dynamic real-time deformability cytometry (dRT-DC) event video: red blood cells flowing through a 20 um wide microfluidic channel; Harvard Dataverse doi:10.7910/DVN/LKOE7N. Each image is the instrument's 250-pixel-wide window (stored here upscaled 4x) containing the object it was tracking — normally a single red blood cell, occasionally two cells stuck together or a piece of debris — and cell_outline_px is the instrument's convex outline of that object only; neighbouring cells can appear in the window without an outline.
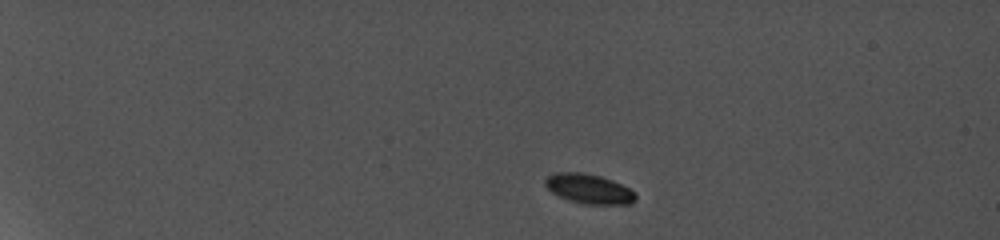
{"species": "common noctule bat (a hibernating species)", "species_latin": "Nyctalus noctula", "temperature_condition": "cold", "stored_images_in_passage": 6, "camera_frame_rate_fps": 5000, "um_per_image_px": 0.085, "animal": {"sex": "female", "body_mass_g": 19.0, "forearm_length_mm": 56.7}, "frame": {"image": 1, "passage_image": 1, "time_ms": 0.0, "image_size_px": [1000, 240], "cell_outline_px": [[636, 200], [632, 204], [584, 204], [568, 200], [556, 196], [544, 184], [544, 180], [548, 176], [556, 172], [580, 172], [600, 176], [612, 180], [636, 192]], "centroid_in_image_um": [50.05, 16.06], "position_along_channel_um": 34.9, "area_um2": 15.72}}
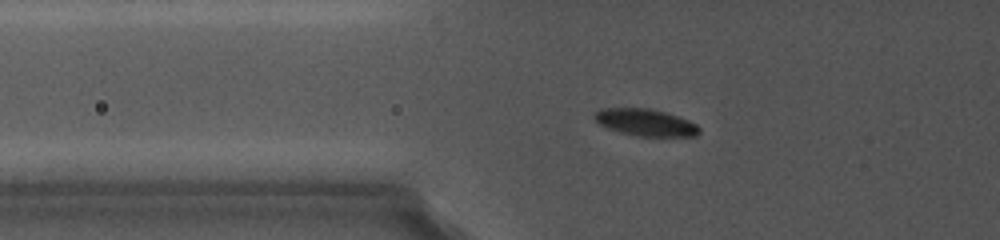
{"frame": {"image": 2, "passage_image": 5, "time_ms": 3.8, "image_size_px": [1000, 240], "cell_outline_px": [[700, 132], [696, 136], [636, 136], [620, 132], [608, 128], [600, 124], [592, 116], [596, 112], [604, 108], [648, 108], [664, 112], [676, 116], [696, 124], [700, 128]], "centroid_in_image_um": [54.86, 10.41], "position_along_channel_um": 70.9, "area_um2": 16.24}}